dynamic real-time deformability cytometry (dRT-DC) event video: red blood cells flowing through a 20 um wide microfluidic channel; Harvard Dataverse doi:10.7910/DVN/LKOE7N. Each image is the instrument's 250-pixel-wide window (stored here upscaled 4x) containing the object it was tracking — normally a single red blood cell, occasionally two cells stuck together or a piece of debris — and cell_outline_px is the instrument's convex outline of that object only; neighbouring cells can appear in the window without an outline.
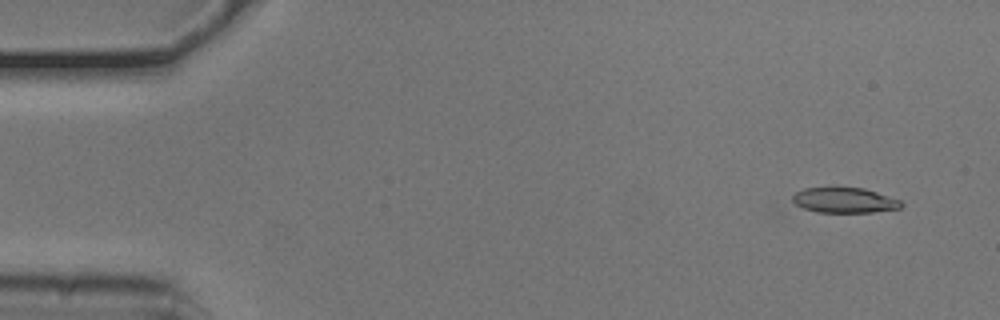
{"species": "common noctule bat (a hibernating species)", "species_latin": "Nyctalus noctula", "temperature_condition": "cold", "stored_images_in_passage": 51, "camera_frame_rate_fps": 3000, "um_per_image_px": 0.085, "animal": {"sex": "male", "body_mass_g": 20.5, "forearm_length_mm": 52.5}, "frame": {"image": 1, "passage_image": 1, "time_ms": 0.0, "image_size_px": [1000, 320], "cell_outline_px": [[904, 204], [900, 208], [872, 212], [816, 212], [804, 208], [796, 204], [792, 200], [792, 196], [796, 192], [804, 188], [836, 184], [864, 188], [900, 200]], "centroid_in_image_um": [71.73, 16.96], "position_along_channel_um": 13.3, "area_um2": 16.65}}
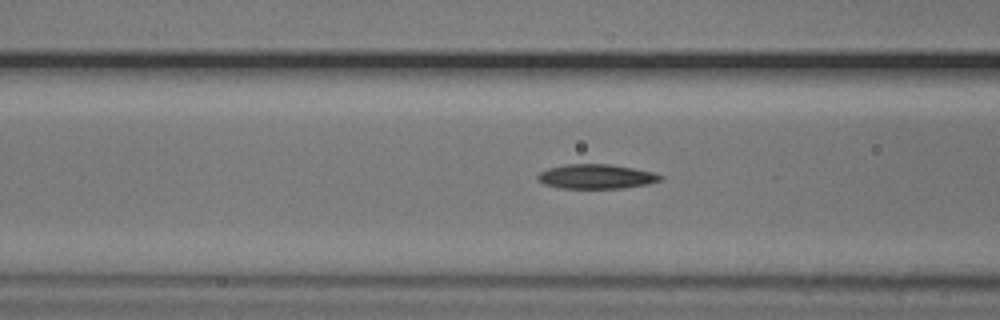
{"frame": {"image": 2, "passage_image": 18, "time_ms": 5.667, "image_size_px": [1000, 320], "cell_outline_px": [[664, 176], [660, 180], [648, 184], [624, 188], [560, 188], [544, 184], [536, 180], [536, 176], [540, 172], [548, 168], [564, 164], [612, 164], [652, 172]], "centroid_in_image_um": [50.64, 15.0], "position_along_channel_um": 116.0, "area_um2": 17.57}}
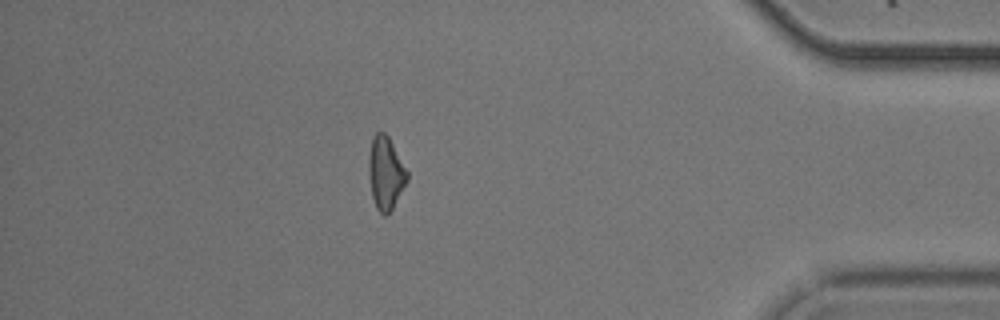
{"frame": {"image": 3, "passage_image": 44, "time_ms": 14.333, "image_size_px": [1000, 320], "cell_outline_px": [[408, 180], [392, 208], [384, 216], [376, 208], [372, 196], [368, 172], [368, 160], [372, 136], [376, 132], [384, 132], [388, 136], [408, 172]], "centroid_in_image_um": [32.76, 14.68], "position_along_channel_um": 402.4, "area_um2": 16.18}, "authors_computed_cell_mechanics": {"area_um2": 16.9354, "velocity_mm_per_s": 3.7771, "shape_relaxation_time_tau1_ms": 3.5587, "shape_relaxation_time_tau2_ms": 5.126, "deformation_change_tau1": 0.1154, "deformation_change_tau2": 0.1283}}